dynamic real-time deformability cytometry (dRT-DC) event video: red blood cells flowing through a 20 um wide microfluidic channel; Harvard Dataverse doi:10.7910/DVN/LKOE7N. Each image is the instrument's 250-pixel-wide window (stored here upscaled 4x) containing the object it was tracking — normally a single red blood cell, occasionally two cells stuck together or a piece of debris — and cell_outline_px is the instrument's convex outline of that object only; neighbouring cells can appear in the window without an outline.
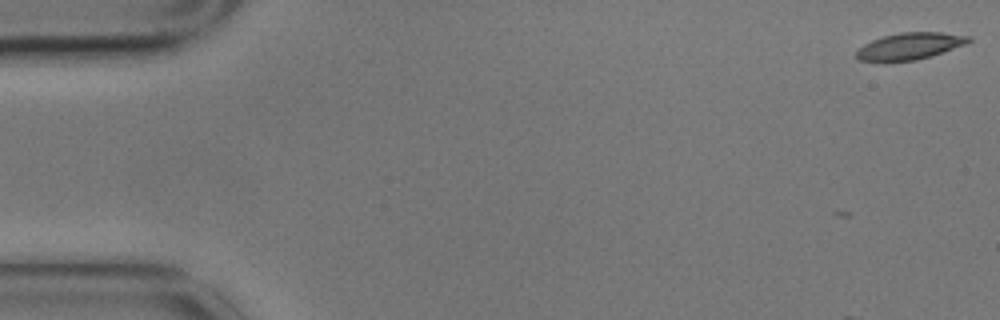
{"species": "common noctule bat (a hibernating species)", "species_latin": "Nyctalus noctula", "temperature_condition": "cold", "stored_images_in_passage": 7, "camera_frame_rate_fps": 3000, "um_per_image_px": 0.085, "animal": {"sex": "male", "body_mass_g": 17.9}, "frame": {"image": 1, "passage_image": 2, "time_ms": 0.333, "image_size_px": [1000, 320], "cell_outline_px": [[972, 40], [964, 44], [932, 56], [916, 60], [860, 60], [856, 56], [856, 52], [864, 44], [872, 40], [884, 36], [900, 32], [940, 32], [972, 36]], "centroid_in_image_um": [77.38, 3.89], "position_along_channel_um": 7.6, "area_um2": 17.11}}